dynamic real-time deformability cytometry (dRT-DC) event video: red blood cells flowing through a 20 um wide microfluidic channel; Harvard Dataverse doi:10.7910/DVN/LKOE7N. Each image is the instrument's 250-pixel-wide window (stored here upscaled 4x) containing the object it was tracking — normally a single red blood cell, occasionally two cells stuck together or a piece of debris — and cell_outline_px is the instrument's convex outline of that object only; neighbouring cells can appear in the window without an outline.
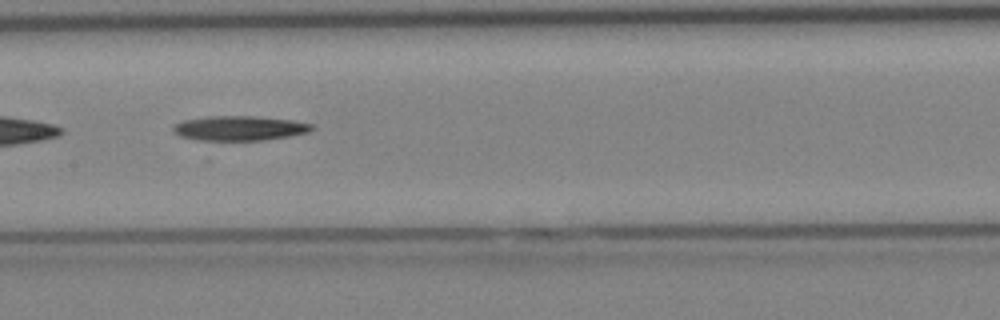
{"species": "Egyptian fruit bat (a non-hibernating species)", "species_latin": "Rousettus aegyptiacus", "temperature_condition": "cold", "stored_images_in_passage": 27, "camera_frame_rate_fps": 3000, "um_per_image_px": 0.085, "animal": {"sex": "female"}, "frame": {"image": 1, "passage_image": 8, "time_ms": 2.333, "image_size_px": [1000, 320], "cell_outline_px": [[316, 128], [308, 132], [288, 136], [264, 140], [200, 140], [180, 136], [172, 132], [172, 128], [176, 124], [184, 120], [212, 116], [256, 116], [292, 120], [312, 124]], "centroid_in_image_um": [20.37, 10.89], "position_along_channel_um": 187.0, "area_um2": 19.83}}